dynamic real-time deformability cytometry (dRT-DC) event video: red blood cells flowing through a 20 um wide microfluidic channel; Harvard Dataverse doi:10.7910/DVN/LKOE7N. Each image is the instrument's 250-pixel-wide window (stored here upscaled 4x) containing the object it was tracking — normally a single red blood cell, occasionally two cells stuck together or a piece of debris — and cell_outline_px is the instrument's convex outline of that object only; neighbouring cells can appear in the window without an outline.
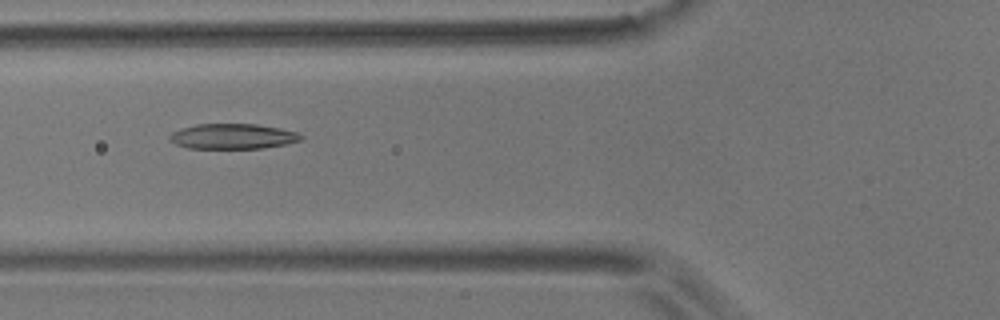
{"species": "common noctule bat (a hibernating species)", "species_latin": "Nyctalus noctula", "temperature_condition": "room temperature", "stored_images_in_passage": 5, "camera_frame_rate_fps": 3000, "um_per_image_px": 0.085, "animal": {"sex": "male", "body_mass_g": 17.9}, "frame": {"image": 1, "passage_image": 4, "time_ms": 3.667, "image_size_px": [1000, 320], "cell_outline_px": [[304, 136], [300, 140], [284, 144], [264, 148], [188, 148], [176, 144], [168, 140], [168, 136], [172, 132], [180, 128], [196, 124], [256, 124], [280, 128], [296, 132]], "centroid_in_image_um": [19.74, 11.58], "position_along_channel_um": 106.1, "area_um2": 19.31}}
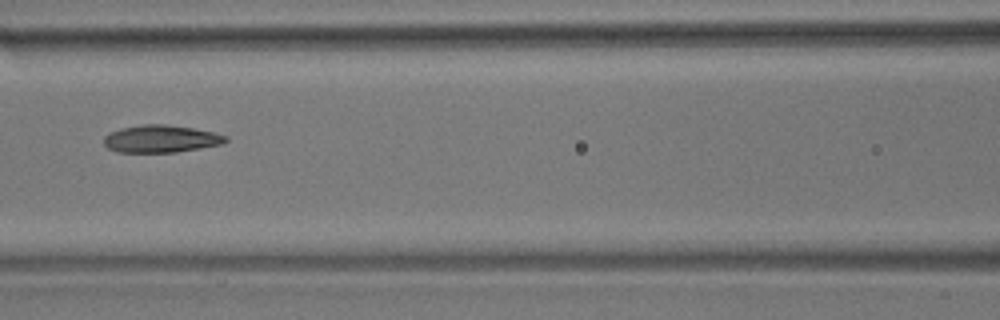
{"frame": {"image": 2, "passage_image": 5, "time_ms": 5.0, "image_size_px": [1000, 320], "cell_outline_px": [[228, 140], [224, 144], [176, 152], [116, 152], [108, 148], [104, 144], [104, 136], [108, 132], [120, 128], [144, 124], [164, 124], [192, 128], [212, 132], [228, 136]], "centroid_in_image_um": [13.66, 11.8], "position_along_channel_um": 152.9, "area_um2": 19.54}}